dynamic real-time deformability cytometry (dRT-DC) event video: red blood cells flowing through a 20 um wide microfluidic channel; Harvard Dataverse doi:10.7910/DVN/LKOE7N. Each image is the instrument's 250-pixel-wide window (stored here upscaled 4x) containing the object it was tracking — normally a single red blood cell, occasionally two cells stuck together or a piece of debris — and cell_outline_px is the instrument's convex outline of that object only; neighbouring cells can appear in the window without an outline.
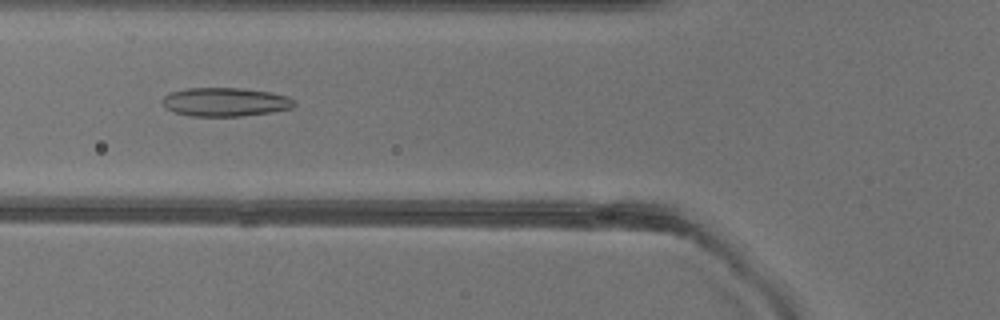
{"species": "common noctule bat (a hibernating species)", "species_latin": "Nyctalus noctula", "temperature_condition": "warm", "stored_images_in_passage": 30, "camera_frame_rate_fps": 3000, "um_per_image_px": 0.085, "animal": {"sex": "female"}, "frame": {"image": 1, "passage_image": 12, "time_ms": 3.667, "image_size_px": [1000, 320], "cell_outline_px": [[296, 104], [292, 108], [272, 112], [240, 116], [192, 116], [176, 112], [164, 108], [160, 100], [168, 92], [188, 88], [244, 88], [272, 92], [288, 96], [296, 100]], "centroid_in_image_um": [19.15, 8.66], "position_along_channel_um": 106.7, "area_um2": 22.37}}
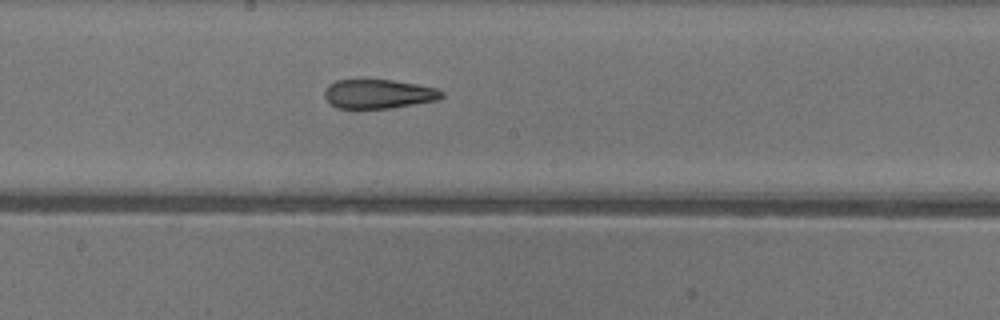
{"frame": {"image": 2, "passage_image": 20, "time_ms": 6.333, "image_size_px": [1000, 320], "cell_outline_px": [[444, 96], [436, 100], [392, 108], [336, 108], [324, 96], [324, 88], [328, 84], [336, 80], [392, 80], [416, 84], [436, 88], [444, 92]], "centroid_in_image_um": [32.16, 7.98], "position_along_channel_um": 216.0, "area_um2": 19.83}}
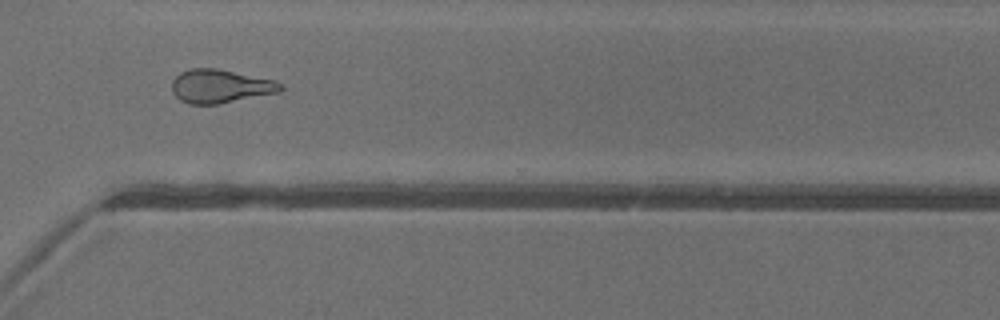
{"frame": {"image": 3, "passage_image": 30, "time_ms": 9.667, "image_size_px": [1000, 320], "cell_outline_px": [[284, 88], [280, 92], [216, 104], [188, 104], [180, 100], [172, 92], [172, 80], [180, 72], [188, 68], [216, 68], [276, 80], [284, 84]], "centroid_in_image_um": [18.73, 7.32], "position_along_channel_um": 351.9, "area_um2": 21.39}}